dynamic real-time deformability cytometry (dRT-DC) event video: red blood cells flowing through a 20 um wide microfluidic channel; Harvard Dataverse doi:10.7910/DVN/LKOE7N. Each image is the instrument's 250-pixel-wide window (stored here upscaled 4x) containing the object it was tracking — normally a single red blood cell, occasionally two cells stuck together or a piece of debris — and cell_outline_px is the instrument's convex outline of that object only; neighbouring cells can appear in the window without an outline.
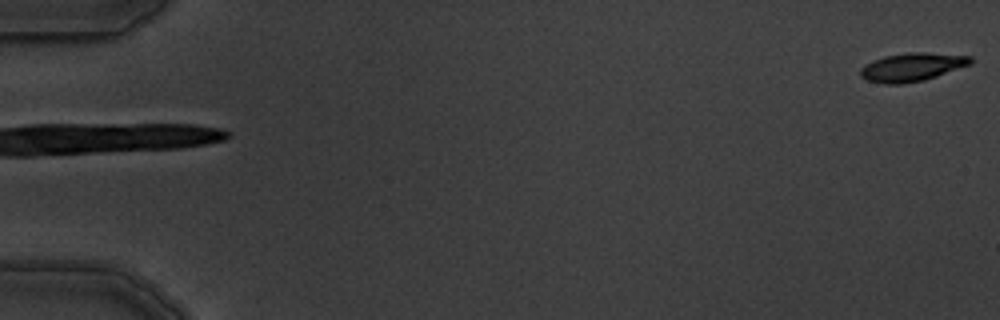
{"species": "common noctule bat (a hibernating species)", "species_latin": "Nyctalus noctula", "temperature_condition": "warm", "stored_images_in_passage": 9, "camera_frame_rate_fps": 3000, "um_per_image_px": 0.085, "animal": {"sex": "male", "body_mass_g": 19.5, "forearm_length_mm": 54.6}, "frame": {"image": 1, "passage_image": 1, "time_ms": 0.0, "image_size_px": [1000, 320], "cell_outline_px": [[972, 64], [924, 80], [900, 84], [884, 84], [868, 80], [860, 76], [860, 68], [864, 64], [872, 60], [884, 56], [908, 52], [924, 52], [972, 56]], "centroid_in_image_um": [77.5, 5.69], "position_along_channel_um": 7.5, "area_um2": 18.26}}
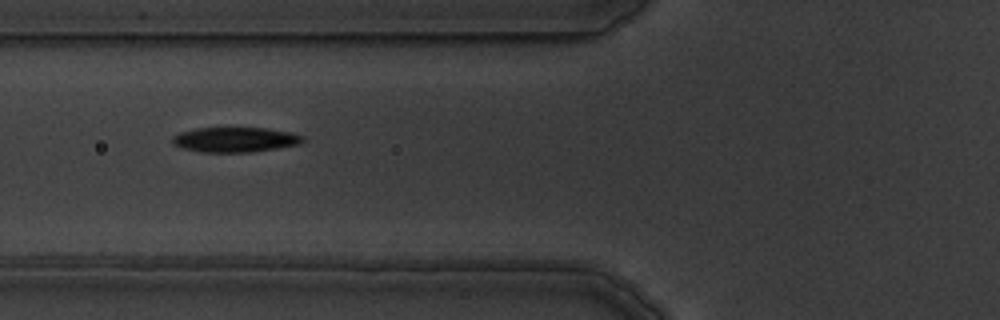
{"frame": {"image": 2, "passage_image": 7, "time_ms": 7.0, "image_size_px": [1000, 320], "cell_outline_px": [[304, 140], [300, 144], [276, 148], [248, 152], [200, 152], [180, 148], [172, 144], [172, 136], [180, 132], [196, 128], [268, 128], [292, 132], [304, 136]], "centroid_in_image_um": [19.96, 11.86], "position_along_channel_um": 105.8, "area_um2": 19.07}}
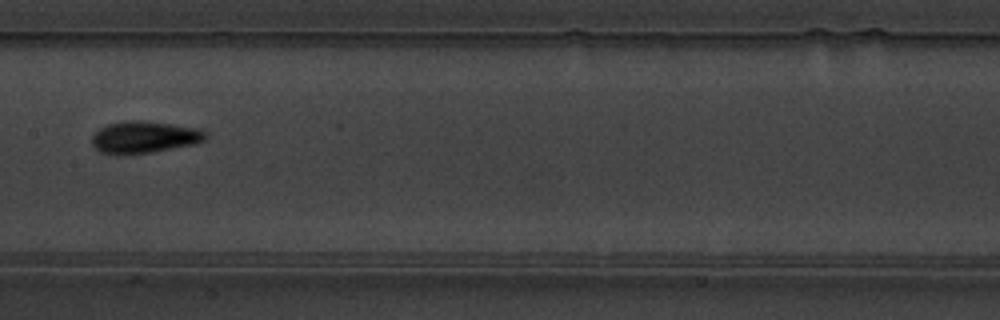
{"frame": {"image": 3, "passage_image": 9, "time_ms": 9.333, "image_size_px": [1000, 320], "cell_outline_px": [[208, 136], [204, 140], [192, 144], [152, 152], [120, 156], [116, 156], [100, 152], [92, 144], [92, 136], [100, 128], [108, 124], [124, 120], [140, 120], [196, 128], [208, 132]], "centroid_in_image_um": [12.21, 11.67], "position_along_channel_um": 195.2, "area_um2": 21.21}}